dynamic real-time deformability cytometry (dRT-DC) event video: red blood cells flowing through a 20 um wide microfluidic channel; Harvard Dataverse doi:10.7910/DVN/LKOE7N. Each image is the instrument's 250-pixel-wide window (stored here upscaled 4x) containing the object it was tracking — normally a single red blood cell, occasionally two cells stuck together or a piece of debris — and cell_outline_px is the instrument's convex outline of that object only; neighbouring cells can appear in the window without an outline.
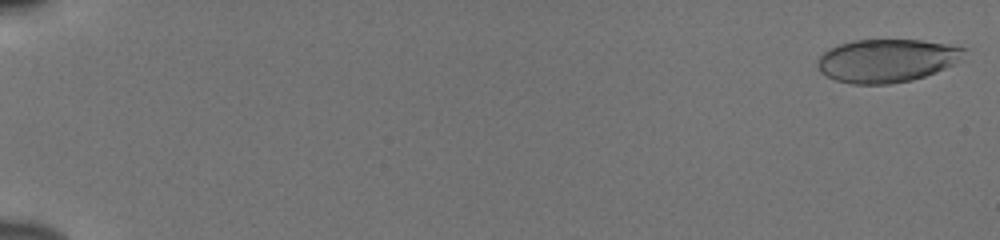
{"species": "human", "species_latin": "Homo sapiens", "temperature_condition": "cold", "stored_images_in_passage": 55, "camera_frame_rate_fps": 3000, "um_per_image_px": 0.085, "donor": {"sex": "male"}, "frame": {"image": 1, "passage_image": 1, "time_ms": 0.0, "image_size_px": [1000, 240], "cell_outline_px": [[964, 48], [956, 60], [952, 64], [936, 72], [912, 80], [888, 84], [852, 84], [836, 80], [820, 72], [816, 64], [816, 60], [824, 52], [840, 44], [852, 40], [920, 40], [944, 44]], "centroid_in_image_um": [75.28, 5.16], "position_along_channel_um": 9.7, "area_um2": 36.24}}
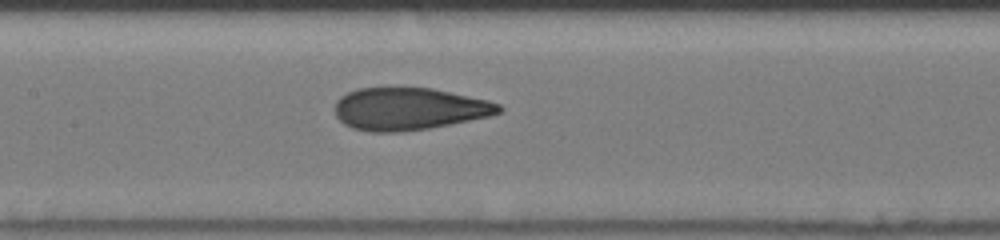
{"frame": {"image": 2, "passage_image": 29, "time_ms": 9.333, "image_size_px": [1000, 240], "cell_outline_px": [[504, 108], [500, 112], [488, 116], [428, 128], [400, 132], [372, 132], [352, 128], [344, 124], [336, 116], [336, 100], [340, 96], [356, 88], [432, 88], [488, 100], [500, 104]], "centroid_in_image_um": [34.74, 9.25], "position_along_channel_um": 172.7, "area_um2": 40.23}}
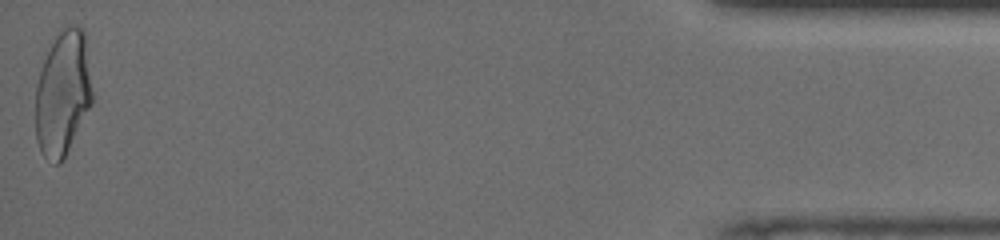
{"frame": {"image": 3, "passage_image": 55, "time_ms": 18.0, "image_size_px": [1000, 240], "cell_outline_px": [[92, 104], [60, 164], [56, 164], [44, 156], [40, 152], [36, 140], [36, 84], [44, 60], [56, 36], [64, 28], [72, 24], [76, 24], [84, 32], [92, 92]], "centroid_in_image_um": [5.33, 7.95], "position_along_channel_um": 429.9, "area_um2": 40.69}, "authors_computed_cell_mechanics": {"area_um2": 39.7086, "velocity_mm_per_s": 3.8639, "shape_relaxation_time_tau1_ms": 5.1437, "shape_relaxation_time_tau2_ms": 0.9408, "deformation_change_tau1": 0.2005, "deformation_change_tau2": 0.0908}}